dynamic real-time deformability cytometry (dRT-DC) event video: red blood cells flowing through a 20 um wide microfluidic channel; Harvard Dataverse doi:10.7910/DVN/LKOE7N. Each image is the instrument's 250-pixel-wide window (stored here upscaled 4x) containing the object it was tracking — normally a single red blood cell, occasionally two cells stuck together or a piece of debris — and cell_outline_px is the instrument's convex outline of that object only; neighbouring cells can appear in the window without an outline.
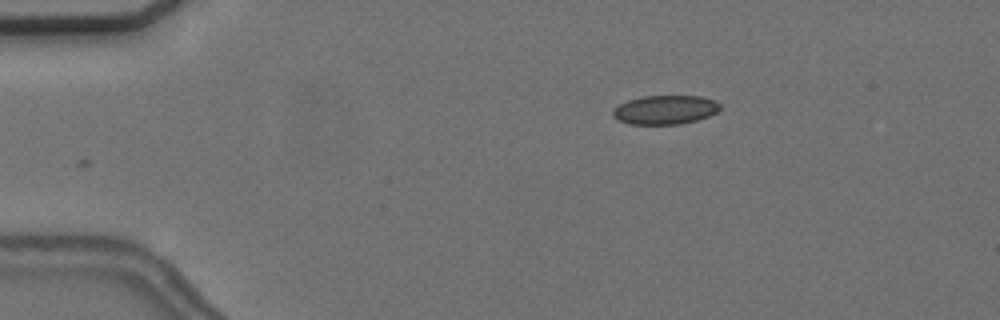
{"species": "common noctule bat (a hibernating species)", "species_latin": "Nyctalus noctula", "temperature_condition": "cold", "stored_images_in_passage": 40, "camera_frame_rate_fps": 3000, "um_per_image_px": 0.085, "animal": {"sex": "female", "body_mass_g": 24.6, "forearm_length_mm": 56.2}, "frame": {"image": 1, "passage_image": 1, "time_ms": 0.0, "image_size_px": [1000, 320], "cell_outline_px": [[720, 108], [716, 112], [708, 116], [696, 120], [680, 124], [628, 124], [612, 116], [612, 112], [620, 104], [628, 100], [644, 96], [700, 96], [716, 100], [720, 104]], "centroid_in_image_um": [56.55, 9.33], "position_along_channel_um": 28.4, "area_um2": 17.98}}
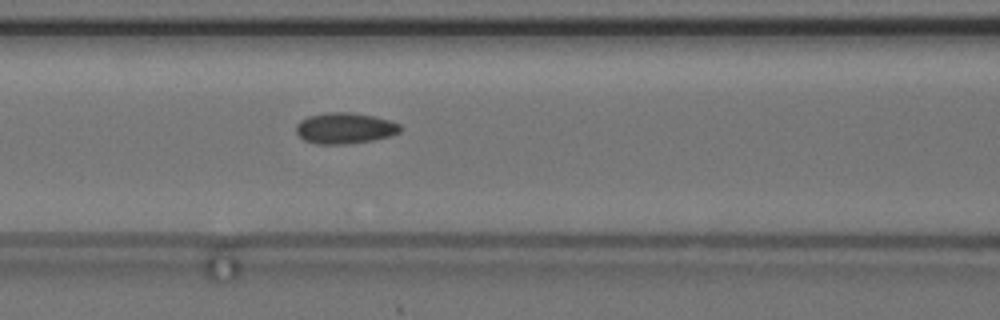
{"frame": {"image": 2, "passage_image": 15, "time_ms": 4.667, "image_size_px": [1000, 320], "cell_outline_px": [[404, 128], [400, 132], [388, 136], [372, 140], [348, 144], [316, 144], [304, 140], [296, 132], [296, 124], [300, 120], [308, 116], [328, 112], [348, 112], [372, 116], [388, 120], [400, 124]], "centroid_in_image_um": [29.3, 10.9], "position_along_channel_um": 137.3, "area_um2": 18.79}}
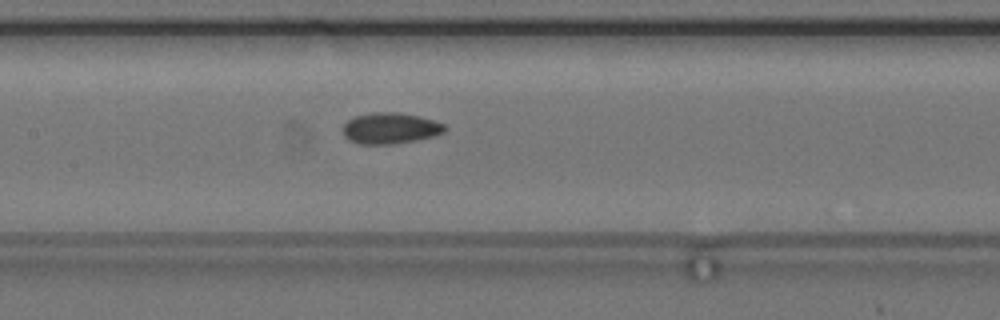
{"frame": {"image": 3, "passage_image": 18, "time_ms": 5.667, "image_size_px": [1000, 320], "cell_outline_px": [[448, 128], [444, 132], [436, 136], [416, 140], [392, 144], [360, 144], [348, 140], [344, 136], [344, 124], [348, 120], [356, 116], [372, 112], [400, 112], [420, 116], [436, 120], [444, 124]], "centroid_in_image_um": [33.22, 10.89], "position_along_channel_um": 174.2, "area_um2": 18.67}, "authors_computed_cell_mechanics": {"area_um2": 18.1492, "velocity_mm_per_s": 3.6809, "shape_relaxation_time_tau1_ms": 2.7599, "shape_relaxation_time_tau2_ms": 3.8548, "deformation_change_tau1": 0.0584, "deformation_change_tau2": 0.0709}}